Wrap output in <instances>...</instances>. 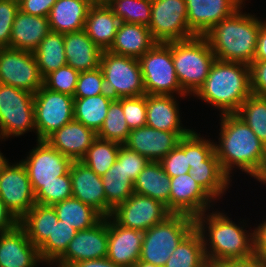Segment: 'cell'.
Returning <instances> with one entry per match:
<instances>
[{"label": "cell", "instance_id": "obj_1", "mask_svg": "<svg viewBox=\"0 0 266 267\" xmlns=\"http://www.w3.org/2000/svg\"><path fill=\"white\" fill-rule=\"evenodd\" d=\"M221 128L214 151L223 171L232 177L233 168L259 180L266 169V145L235 113L221 114Z\"/></svg>", "mask_w": 266, "mask_h": 267}, {"label": "cell", "instance_id": "obj_2", "mask_svg": "<svg viewBox=\"0 0 266 267\" xmlns=\"http://www.w3.org/2000/svg\"><path fill=\"white\" fill-rule=\"evenodd\" d=\"M206 213L195 218V228L202 236L207 261L229 262L254 257L253 230L247 231L244 225H237L219 211Z\"/></svg>", "mask_w": 266, "mask_h": 267}, {"label": "cell", "instance_id": "obj_3", "mask_svg": "<svg viewBox=\"0 0 266 267\" xmlns=\"http://www.w3.org/2000/svg\"><path fill=\"white\" fill-rule=\"evenodd\" d=\"M244 4L231 16L214 25L204 37L215 59L250 65L254 62L258 33L265 23L256 15L243 13Z\"/></svg>", "mask_w": 266, "mask_h": 267}, {"label": "cell", "instance_id": "obj_4", "mask_svg": "<svg viewBox=\"0 0 266 267\" xmlns=\"http://www.w3.org/2000/svg\"><path fill=\"white\" fill-rule=\"evenodd\" d=\"M251 94L249 65L215 59L194 97L216 107L221 114H233Z\"/></svg>", "mask_w": 266, "mask_h": 267}, {"label": "cell", "instance_id": "obj_5", "mask_svg": "<svg viewBox=\"0 0 266 267\" xmlns=\"http://www.w3.org/2000/svg\"><path fill=\"white\" fill-rule=\"evenodd\" d=\"M172 50L176 76L181 88L189 96L205 82L215 55L204 36L166 43Z\"/></svg>", "mask_w": 266, "mask_h": 267}, {"label": "cell", "instance_id": "obj_6", "mask_svg": "<svg viewBox=\"0 0 266 267\" xmlns=\"http://www.w3.org/2000/svg\"><path fill=\"white\" fill-rule=\"evenodd\" d=\"M195 228V218L171 214L143 233L139 260L163 267L179 243Z\"/></svg>", "mask_w": 266, "mask_h": 267}, {"label": "cell", "instance_id": "obj_7", "mask_svg": "<svg viewBox=\"0 0 266 267\" xmlns=\"http://www.w3.org/2000/svg\"><path fill=\"white\" fill-rule=\"evenodd\" d=\"M146 94L187 95L181 88L172 59V50L166 43H157L139 59ZM175 93V94H174Z\"/></svg>", "mask_w": 266, "mask_h": 267}, {"label": "cell", "instance_id": "obj_8", "mask_svg": "<svg viewBox=\"0 0 266 267\" xmlns=\"http://www.w3.org/2000/svg\"><path fill=\"white\" fill-rule=\"evenodd\" d=\"M36 130L34 94L0 83V139Z\"/></svg>", "mask_w": 266, "mask_h": 267}, {"label": "cell", "instance_id": "obj_9", "mask_svg": "<svg viewBox=\"0 0 266 267\" xmlns=\"http://www.w3.org/2000/svg\"><path fill=\"white\" fill-rule=\"evenodd\" d=\"M106 92L113 98L146 94L138 59L103 51L100 59Z\"/></svg>", "mask_w": 266, "mask_h": 267}, {"label": "cell", "instance_id": "obj_10", "mask_svg": "<svg viewBox=\"0 0 266 267\" xmlns=\"http://www.w3.org/2000/svg\"><path fill=\"white\" fill-rule=\"evenodd\" d=\"M34 116L36 140H46L74 119V97L43 85L34 93Z\"/></svg>", "mask_w": 266, "mask_h": 267}, {"label": "cell", "instance_id": "obj_11", "mask_svg": "<svg viewBox=\"0 0 266 267\" xmlns=\"http://www.w3.org/2000/svg\"><path fill=\"white\" fill-rule=\"evenodd\" d=\"M149 30L158 43L193 38L187 22L185 0H152Z\"/></svg>", "mask_w": 266, "mask_h": 267}, {"label": "cell", "instance_id": "obj_12", "mask_svg": "<svg viewBox=\"0 0 266 267\" xmlns=\"http://www.w3.org/2000/svg\"><path fill=\"white\" fill-rule=\"evenodd\" d=\"M0 83L36 93L43 86L32 51L0 48Z\"/></svg>", "mask_w": 266, "mask_h": 267}, {"label": "cell", "instance_id": "obj_13", "mask_svg": "<svg viewBox=\"0 0 266 267\" xmlns=\"http://www.w3.org/2000/svg\"><path fill=\"white\" fill-rule=\"evenodd\" d=\"M9 163L0 170V197L19 221L36 204L35 193L23 163Z\"/></svg>", "mask_w": 266, "mask_h": 267}, {"label": "cell", "instance_id": "obj_14", "mask_svg": "<svg viewBox=\"0 0 266 267\" xmlns=\"http://www.w3.org/2000/svg\"><path fill=\"white\" fill-rule=\"evenodd\" d=\"M36 141V147L28 152L26 159L20 160L26 167L34 193L43 184L51 183L57 180V177L67 174L73 162L46 140Z\"/></svg>", "mask_w": 266, "mask_h": 267}, {"label": "cell", "instance_id": "obj_15", "mask_svg": "<svg viewBox=\"0 0 266 267\" xmlns=\"http://www.w3.org/2000/svg\"><path fill=\"white\" fill-rule=\"evenodd\" d=\"M171 214L160 201L133 193L113 210L111 217L125 228L145 232Z\"/></svg>", "mask_w": 266, "mask_h": 267}, {"label": "cell", "instance_id": "obj_16", "mask_svg": "<svg viewBox=\"0 0 266 267\" xmlns=\"http://www.w3.org/2000/svg\"><path fill=\"white\" fill-rule=\"evenodd\" d=\"M108 217L90 229L78 231L65 253L53 264L54 267H70L74 263L107 257Z\"/></svg>", "mask_w": 266, "mask_h": 267}, {"label": "cell", "instance_id": "obj_17", "mask_svg": "<svg viewBox=\"0 0 266 267\" xmlns=\"http://www.w3.org/2000/svg\"><path fill=\"white\" fill-rule=\"evenodd\" d=\"M215 200L192 178L190 173L170 177L169 211L193 218L208 212Z\"/></svg>", "mask_w": 266, "mask_h": 267}, {"label": "cell", "instance_id": "obj_18", "mask_svg": "<svg viewBox=\"0 0 266 267\" xmlns=\"http://www.w3.org/2000/svg\"><path fill=\"white\" fill-rule=\"evenodd\" d=\"M190 133L161 131L143 126L132 129L123 145L149 161L159 162L178 145L182 137Z\"/></svg>", "mask_w": 266, "mask_h": 267}, {"label": "cell", "instance_id": "obj_19", "mask_svg": "<svg viewBox=\"0 0 266 267\" xmlns=\"http://www.w3.org/2000/svg\"><path fill=\"white\" fill-rule=\"evenodd\" d=\"M187 22L195 36H204L214 25L231 16L246 0H185Z\"/></svg>", "mask_w": 266, "mask_h": 267}, {"label": "cell", "instance_id": "obj_20", "mask_svg": "<svg viewBox=\"0 0 266 267\" xmlns=\"http://www.w3.org/2000/svg\"><path fill=\"white\" fill-rule=\"evenodd\" d=\"M143 233L125 228L108 216L107 258L116 265L132 267L140 258Z\"/></svg>", "mask_w": 266, "mask_h": 267}, {"label": "cell", "instance_id": "obj_21", "mask_svg": "<svg viewBox=\"0 0 266 267\" xmlns=\"http://www.w3.org/2000/svg\"><path fill=\"white\" fill-rule=\"evenodd\" d=\"M40 263L38 248L19 225L0 233V267H37Z\"/></svg>", "mask_w": 266, "mask_h": 267}, {"label": "cell", "instance_id": "obj_22", "mask_svg": "<svg viewBox=\"0 0 266 267\" xmlns=\"http://www.w3.org/2000/svg\"><path fill=\"white\" fill-rule=\"evenodd\" d=\"M72 197L93 207L106 217V194L101 176L81 161H73L70 166Z\"/></svg>", "mask_w": 266, "mask_h": 267}, {"label": "cell", "instance_id": "obj_23", "mask_svg": "<svg viewBox=\"0 0 266 267\" xmlns=\"http://www.w3.org/2000/svg\"><path fill=\"white\" fill-rule=\"evenodd\" d=\"M97 134L82 123L72 120L51 134L46 141L72 161H81Z\"/></svg>", "mask_w": 266, "mask_h": 267}, {"label": "cell", "instance_id": "obj_24", "mask_svg": "<svg viewBox=\"0 0 266 267\" xmlns=\"http://www.w3.org/2000/svg\"><path fill=\"white\" fill-rule=\"evenodd\" d=\"M177 101L171 95L146 94V126L161 131L192 132L182 126Z\"/></svg>", "mask_w": 266, "mask_h": 267}, {"label": "cell", "instance_id": "obj_25", "mask_svg": "<svg viewBox=\"0 0 266 267\" xmlns=\"http://www.w3.org/2000/svg\"><path fill=\"white\" fill-rule=\"evenodd\" d=\"M50 32L48 17L34 16L19 10L12 25L9 48L33 52Z\"/></svg>", "mask_w": 266, "mask_h": 267}, {"label": "cell", "instance_id": "obj_26", "mask_svg": "<svg viewBox=\"0 0 266 267\" xmlns=\"http://www.w3.org/2000/svg\"><path fill=\"white\" fill-rule=\"evenodd\" d=\"M93 4V0H57L48 16L51 31L66 34L84 30Z\"/></svg>", "mask_w": 266, "mask_h": 267}, {"label": "cell", "instance_id": "obj_27", "mask_svg": "<svg viewBox=\"0 0 266 267\" xmlns=\"http://www.w3.org/2000/svg\"><path fill=\"white\" fill-rule=\"evenodd\" d=\"M119 25V18L106 3H94L89 9L84 31L101 50L106 51L114 43Z\"/></svg>", "mask_w": 266, "mask_h": 267}, {"label": "cell", "instance_id": "obj_28", "mask_svg": "<svg viewBox=\"0 0 266 267\" xmlns=\"http://www.w3.org/2000/svg\"><path fill=\"white\" fill-rule=\"evenodd\" d=\"M157 43L147 26L120 22L114 43L108 51L139 59Z\"/></svg>", "mask_w": 266, "mask_h": 267}, {"label": "cell", "instance_id": "obj_29", "mask_svg": "<svg viewBox=\"0 0 266 267\" xmlns=\"http://www.w3.org/2000/svg\"><path fill=\"white\" fill-rule=\"evenodd\" d=\"M67 65L78 72L96 69L100 66L101 50L84 30L64 34Z\"/></svg>", "mask_w": 266, "mask_h": 267}, {"label": "cell", "instance_id": "obj_30", "mask_svg": "<svg viewBox=\"0 0 266 267\" xmlns=\"http://www.w3.org/2000/svg\"><path fill=\"white\" fill-rule=\"evenodd\" d=\"M134 193L158 200L169 210L170 176L160 162L150 161L133 182Z\"/></svg>", "mask_w": 266, "mask_h": 267}, {"label": "cell", "instance_id": "obj_31", "mask_svg": "<svg viewBox=\"0 0 266 267\" xmlns=\"http://www.w3.org/2000/svg\"><path fill=\"white\" fill-rule=\"evenodd\" d=\"M54 207L36 203L19 221L29 240L39 249L52 235L54 223L58 222Z\"/></svg>", "mask_w": 266, "mask_h": 267}, {"label": "cell", "instance_id": "obj_32", "mask_svg": "<svg viewBox=\"0 0 266 267\" xmlns=\"http://www.w3.org/2000/svg\"><path fill=\"white\" fill-rule=\"evenodd\" d=\"M189 173L214 200H220L232 181L223 171L215 151L204 161V165L190 167Z\"/></svg>", "mask_w": 266, "mask_h": 267}, {"label": "cell", "instance_id": "obj_33", "mask_svg": "<svg viewBox=\"0 0 266 267\" xmlns=\"http://www.w3.org/2000/svg\"><path fill=\"white\" fill-rule=\"evenodd\" d=\"M59 220L78 231L90 229L104 217L93 207L70 197L52 205Z\"/></svg>", "mask_w": 266, "mask_h": 267}, {"label": "cell", "instance_id": "obj_34", "mask_svg": "<svg viewBox=\"0 0 266 267\" xmlns=\"http://www.w3.org/2000/svg\"><path fill=\"white\" fill-rule=\"evenodd\" d=\"M101 179L106 194V217H108L119 204L125 202L134 193L133 182L118 160Z\"/></svg>", "mask_w": 266, "mask_h": 267}, {"label": "cell", "instance_id": "obj_35", "mask_svg": "<svg viewBox=\"0 0 266 267\" xmlns=\"http://www.w3.org/2000/svg\"><path fill=\"white\" fill-rule=\"evenodd\" d=\"M113 99L108 93L74 98V120L92 129L97 134L104 123L108 107Z\"/></svg>", "mask_w": 266, "mask_h": 267}, {"label": "cell", "instance_id": "obj_36", "mask_svg": "<svg viewBox=\"0 0 266 267\" xmlns=\"http://www.w3.org/2000/svg\"><path fill=\"white\" fill-rule=\"evenodd\" d=\"M39 72L44 78L50 72L67 65L64 34L50 32L33 51Z\"/></svg>", "mask_w": 266, "mask_h": 267}, {"label": "cell", "instance_id": "obj_37", "mask_svg": "<svg viewBox=\"0 0 266 267\" xmlns=\"http://www.w3.org/2000/svg\"><path fill=\"white\" fill-rule=\"evenodd\" d=\"M205 262L203 239L194 228L175 248L163 267H201Z\"/></svg>", "mask_w": 266, "mask_h": 267}, {"label": "cell", "instance_id": "obj_38", "mask_svg": "<svg viewBox=\"0 0 266 267\" xmlns=\"http://www.w3.org/2000/svg\"><path fill=\"white\" fill-rule=\"evenodd\" d=\"M121 144L96 138L81 160L97 175L103 176L117 160Z\"/></svg>", "mask_w": 266, "mask_h": 267}, {"label": "cell", "instance_id": "obj_39", "mask_svg": "<svg viewBox=\"0 0 266 267\" xmlns=\"http://www.w3.org/2000/svg\"><path fill=\"white\" fill-rule=\"evenodd\" d=\"M78 230L58 220L54 223L52 235L38 249L42 262L52 265L65 253L70 241L75 237Z\"/></svg>", "mask_w": 266, "mask_h": 267}, {"label": "cell", "instance_id": "obj_40", "mask_svg": "<svg viewBox=\"0 0 266 267\" xmlns=\"http://www.w3.org/2000/svg\"><path fill=\"white\" fill-rule=\"evenodd\" d=\"M266 145V96L251 94L235 113Z\"/></svg>", "mask_w": 266, "mask_h": 267}, {"label": "cell", "instance_id": "obj_41", "mask_svg": "<svg viewBox=\"0 0 266 267\" xmlns=\"http://www.w3.org/2000/svg\"><path fill=\"white\" fill-rule=\"evenodd\" d=\"M106 4L120 22L149 27L152 0H108Z\"/></svg>", "mask_w": 266, "mask_h": 267}, {"label": "cell", "instance_id": "obj_42", "mask_svg": "<svg viewBox=\"0 0 266 267\" xmlns=\"http://www.w3.org/2000/svg\"><path fill=\"white\" fill-rule=\"evenodd\" d=\"M130 131L122 109L121 97L114 98L108 107V113L97 137L123 145Z\"/></svg>", "mask_w": 266, "mask_h": 267}, {"label": "cell", "instance_id": "obj_43", "mask_svg": "<svg viewBox=\"0 0 266 267\" xmlns=\"http://www.w3.org/2000/svg\"><path fill=\"white\" fill-rule=\"evenodd\" d=\"M72 197V185L70 173L57 177L51 183L43 184L35 193V201L42 205H54L60 201Z\"/></svg>", "mask_w": 266, "mask_h": 267}, {"label": "cell", "instance_id": "obj_44", "mask_svg": "<svg viewBox=\"0 0 266 267\" xmlns=\"http://www.w3.org/2000/svg\"><path fill=\"white\" fill-rule=\"evenodd\" d=\"M80 72L65 65L50 72L43 78V85L52 91L74 96Z\"/></svg>", "mask_w": 266, "mask_h": 267}, {"label": "cell", "instance_id": "obj_45", "mask_svg": "<svg viewBox=\"0 0 266 267\" xmlns=\"http://www.w3.org/2000/svg\"><path fill=\"white\" fill-rule=\"evenodd\" d=\"M164 171L170 177L189 173L188 164V135L182 137L178 145L172 149L163 159L159 161Z\"/></svg>", "mask_w": 266, "mask_h": 267}, {"label": "cell", "instance_id": "obj_46", "mask_svg": "<svg viewBox=\"0 0 266 267\" xmlns=\"http://www.w3.org/2000/svg\"><path fill=\"white\" fill-rule=\"evenodd\" d=\"M106 92L104 76L100 67L80 72L74 98H85L89 96H98Z\"/></svg>", "mask_w": 266, "mask_h": 267}, {"label": "cell", "instance_id": "obj_47", "mask_svg": "<svg viewBox=\"0 0 266 267\" xmlns=\"http://www.w3.org/2000/svg\"><path fill=\"white\" fill-rule=\"evenodd\" d=\"M121 105L130 130L146 126V94L137 97H121Z\"/></svg>", "mask_w": 266, "mask_h": 267}, {"label": "cell", "instance_id": "obj_48", "mask_svg": "<svg viewBox=\"0 0 266 267\" xmlns=\"http://www.w3.org/2000/svg\"><path fill=\"white\" fill-rule=\"evenodd\" d=\"M214 152V140L201 137L192 131L188 134V164L190 167L204 165V161Z\"/></svg>", "mask_w": 266, "mask_h": 267}, {"label": "cell", "instance_id": "obj_49", "mask_svg": "<svg viewBox=\"0 0 266 267\" xmlns=\"http://www.w3.org/2000/svg\"><path fill=\"white\" fill-rule=\"evenodd\" d=\"M18 11V2L14 0H0V48H9L12 25Z\"/></svg>", "mask_w": 266, "mask_h": 267}, {"label": "cell", "instance_id": "obj_50", "mask_svg": "<svg viewBox=\"0 0 266 267\" xmlns=\"http://www.w3.org/2000/svg\"><path fill=\"white\" fill-rule=\"evenodd\" d=\"M117 160L121 163L123 170L132 182L135 181L137 176L150 162L147 158L128 149L124 145L120 146Z\"/></svg>", "mask_w": 266, "mask_h": 267}, {"label": "cell", "instance_id": "obj_51", "mask_svg": "<svg viewBox=\"0 0 266 267\" xmlns=\"http://www.w3.org/2000/svg\"><path fill=\"white\" fill-rule=\"evenodd\" d=\"M249 66L252 94L266 96V61H254Z\"/></svg>", "mask_w": 266, "mask_h": 267}, {"label": "cell", "instance_id": "obj_52", "mask_svg": "<svg viewBox=\"0 0 266 267\" xmlns=\"http://www.w3.org/2000/svg\"><path fill=\"white\" fill-rule=\"evenodd\" d=\"M57 0H21L19 10L26 14L48 17Z\"/></svg>", "mask_w": 266, "mask_h": 267}, {"label": "cell", "instance_id": "obj_53", "mask_svg": "<svg viewBox=\"0 0 266 267\" xmlns=\"http://www.w3.org/2000/svg\"><path fill=\"white\" fill-rule=\"evenodd\" d=\"M254 257L266 261V220L253 230Z\"/></svg>", "mask_w": 266, "mask_h": 267}, {"label": "cell", "instance_id": "obj_54", "mask_svg": "<svg viewBox=\"0 0 266 267\" xmlns=\"http://www.w3.org/2000/svg\"><path fill=\"white\" fill-rule=\"evenodd\" d=\"M18 225V220L7 209L0 197V233L10 231Z\"/></svg>", "mask_w": 266, "mask_h": 267}, {"label": "cell", "instance_id": "obj_55", "mask_svg": "<svg viewBox=\"0 0 266 267\" xmlns=\"http://www.w3.org/2000/svg\"><path fill=\"white\" fill-rule=\"evenodd\" d=\"M254 61H266V22L261 26L260 31L258 33Z\"/></svg>", "mask_w": 266, "mask_h": 267}, {"label": "cell", "instance_id": "obj_56", "mask_svg": "<svg viewBox=\"0 0 266 267\" xmlns=\"http://www.w3.org/2000/svg\"><path fill=\"white\" fill-rule=\"evenodd\" d=\"M70 267H122V266L116 265L115 263H113L111 260H109L106 257V258L95 259V260L80 261V262L74 263Z\"/></svg>", "mask_w": 266, "mask_h": 267}, {"label": "cell", "instance_id": "obj_57", "mask_svg": "<svg viewBox=\"0 0 266 267\" xmlns=\"http://www.w3.org/2000/svg\"><path fill=\"white\" fill-rule=\"evenodd\" d=\"M235 267H266V261L257 257L246 260H235Z\"/></svg>", "mask_w": 266, "mask_h": 267}, {"label": "cell", "instance_id": "obj_58", "mask_svg": "<svg viewBox=\"0 0 266 267\" xmlns=\"http://www.w3.org/2000/svg\"><path fill=\"white\" fill-rule=\"evenodd\" d=\"M132 267H159V266L138 260Z\"/></svg>", "mask_w": 266, "mask_h": 267}, {"label": "cell", "instance_id": "obj_59", "mask_svg": "<svg viewBox=\"0 0 266 267\" xmlns=\"http://www.w3.org/2000/svg\"><path fill=\"white\" fill-rule=\"evenodd\" d=\"M217 267H235V260L229 262H217Z\"/></svg>", "mask_w": 266, "mask_h": 267}, {"label": "cell", "instance_id": "obj_60", "mask_svg": "<svg viewBox=\"0 0 266 267\" xmlns=\"http://www.w3.org/2000/svg\"><path fill=\"white\" fill-rule=\"evenodd\" d=\"M8 160L6 159V157H4L3 153H1L0 151V170L2 168V166L7 162Z\"/></svg>", "mask_w": 266, "mask_h": 267}, {"label": "cell", "instance_id": "obj_61", "mask_svg": "<svg viewBox=\"0 0 266 267\" xmlns=\"http://www.w3.org/2000/svg\"><path fill=\"white\" fill-rule=\"evenodd\" d=\"M201 267H217V262H205Z\"/></svg>", "mask_w": 266, "mask_h": 267}, {"label": "cell", "instance_id": "obj_62", "mask_svg": "<svg viewBox=\"0 0 266 267\" xmlns=\"http://www.w3.org/2000/svg\"><path fill=\"white\" fill-rule=\"evenodd\" d=\"M258 181L261 182L262 184L263 183L266 184V169Z\"/></svg>", "mask_w": 266, "mask_h": 267}, {"label": "cell", "instance_id": "obj_63", "mask_svg": "<svg viewBox=\"0 0 266 267\" xmlns=\"http://www.w3.org/2000/svg\"><path fill=\"white\" fill-rule=\"evenodd\" d=\"M94 3H106L108 0H93Z\"/></svg>", "mask_w": 266, "mask_h": 267}]
</instances>
